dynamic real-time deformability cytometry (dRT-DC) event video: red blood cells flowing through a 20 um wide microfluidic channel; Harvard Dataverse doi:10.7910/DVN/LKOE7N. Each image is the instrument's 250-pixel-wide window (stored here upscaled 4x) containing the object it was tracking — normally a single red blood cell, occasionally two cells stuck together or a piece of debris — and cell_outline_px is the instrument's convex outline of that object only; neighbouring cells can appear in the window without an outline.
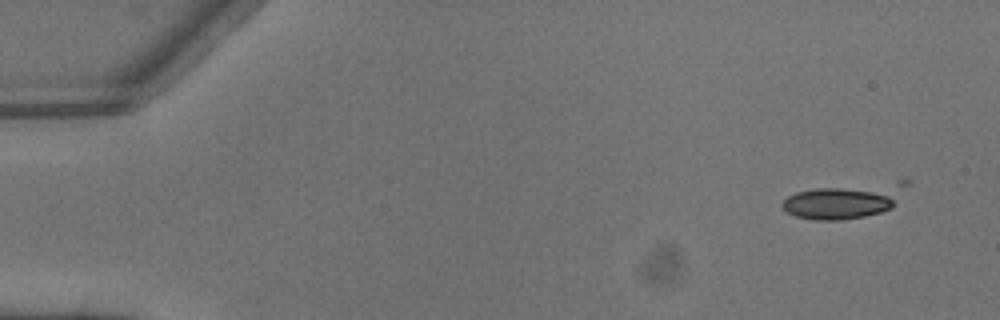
{"species": "common noctule bat (a hibernating species)", "species_latin": "Nyctalus noctula", "temperature_condition": "warm", "stored_images_in_passage": 4, "camera_frame_rate_fps": 3000, "um_per_image_px": 0.085, "animal": {"sex": "male", "body_mass_g": 13.3}, "frame": {"image": 1, "passage_image": 1, "time_ms": 0.0, "image_size_px": [1000, 320], "cell_outline_px": [[908, 184], [896, 204], [892, 208], [880, 212], [864, 216], [840, 220], [816, 220], [796, 216], [788, 212], [780, 204], [788, 196], [796, 192], [816, 188], [896, 180], [908, 180]], "centroid_in_image_um": [71.84, 17.04], "position_along_channel_um": 13.2, "area_um2": 25.37}}
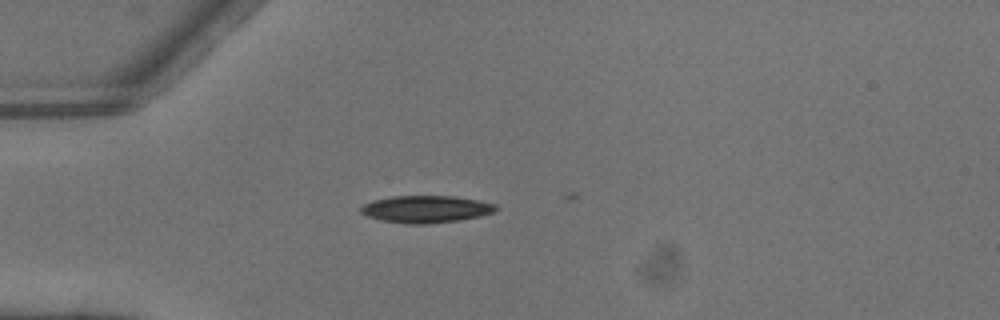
{"frame": {"image": 2, "passage_image": 4, "time_ms": 1.0, "image_size_px": [1000, 320], "cell_outline_px": [[496, 208], [492, 212], [480, 216], [460, 220], [428, 224], [408, 224], [380, 220], [368, 216], [360, 212], [360, 208], [364, 204], [372, 200], [392, 196], [456, 196], [496, 204]], "centroid_in_image_um": [36.17, 17.78], "position_along_channel_um": 48.8, "area_um2": 21.33}}